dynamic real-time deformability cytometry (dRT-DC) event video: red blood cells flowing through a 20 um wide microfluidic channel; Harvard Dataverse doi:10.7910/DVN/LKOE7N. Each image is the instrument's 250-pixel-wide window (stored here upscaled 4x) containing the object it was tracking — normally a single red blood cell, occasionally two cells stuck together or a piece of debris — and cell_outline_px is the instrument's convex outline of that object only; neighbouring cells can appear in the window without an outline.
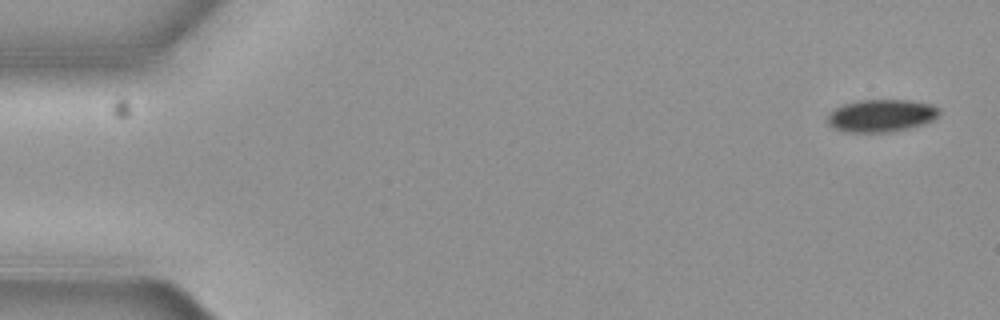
{"species": "common noctule bat (a hibernating species)", "species_latin": "Nyctalus noctula", "temperature_condition": "cold", "stored_images_in_passage": 4, "camera_frame_rate_fps": 3000, "um_per_image_px": 0.085, "animal": {"sex": "female", "body_mass_g": 19.3, "forearm_length_mm": 54.1}, "frame": {"image": 1, "passage_image": 1, "time_ms": 0.0, "image_size_px": [1000, 320], "cell_outline_px": [[940, 112], [932, 120], [924, 124], [892, 132], [844, 132], [832, 128], [828, 124], [828, 112], [844, 104], [856, 100], [912, 100], [932, 104], [940, 108]], "centroid_in_image_um": [74.89, 9.83], "position_along_channel_um": 10.1, "area_um2": 21.39}}